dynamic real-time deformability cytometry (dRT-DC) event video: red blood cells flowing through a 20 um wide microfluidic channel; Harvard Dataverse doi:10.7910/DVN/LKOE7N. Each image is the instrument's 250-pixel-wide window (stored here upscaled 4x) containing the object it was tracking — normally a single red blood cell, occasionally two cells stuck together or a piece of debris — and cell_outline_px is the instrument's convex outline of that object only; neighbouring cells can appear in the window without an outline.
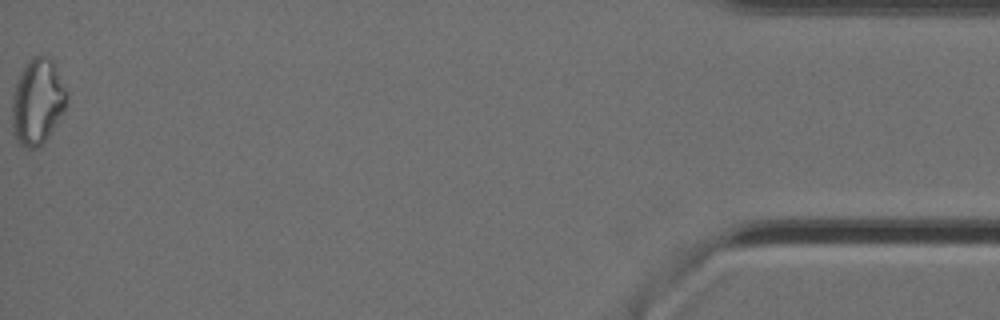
{"species": "Egyptian fruit bat (a non-hibernating species)", "species_latin": "Rousettus aegyptiacus", "temperature_condition": "cold", "stored_images_in_passage": 17, "camera_frame_rate_fps": 3000, "um_per_image_px": 0.085, "animal": {"sex": "female"}, "frame": {"image": 1, "passage_image": 17, "time_ms": 5.333, "image_size_px": [1000, 320], "cell_outline_px": [[68, 104], [44, 144], [36, 148], [28, 148], [20, 144], [16, 140], [12, 132], [12, 96], [20, 72], [28, 60], [32, 56], [52, 56], [56, 64], [68, 92]], "centroid_in_image_um": [3.21, 8.62], "position_along_channel_um": 432.0, "area_um2": 28.03}}